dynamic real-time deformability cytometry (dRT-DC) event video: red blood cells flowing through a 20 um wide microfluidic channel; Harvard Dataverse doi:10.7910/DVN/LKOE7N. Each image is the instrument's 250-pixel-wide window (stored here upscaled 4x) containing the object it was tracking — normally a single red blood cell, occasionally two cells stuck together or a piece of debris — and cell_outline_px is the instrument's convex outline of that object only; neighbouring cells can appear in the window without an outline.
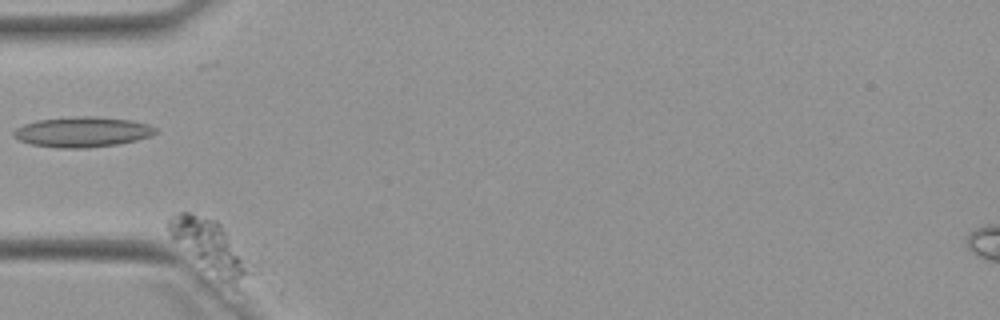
{"species": "Egyptian fruit bat (a non-hibernating species)", "species_latin": "Rousettus aegyptiacus", "temperature_condition": "warm", "stored_images_in_passage": 5, "camera_frame_rate_fps": 3000, "um_per_image_px": 0.085, "animal": {"sex": "female"}, "frame": {"image": 1, "passage_image": 4, "time_ms": 4.0, "image_size_px": [1000, 320], "cell_outline_px": [[276, 264], [272, 272], [236, 292], [220, 280], [172, 240], [168, 232], [168, 220], [172, 216], [180, 212], [188, 212], [216, 220], [268, 256]], "centroid_in_image_um": [18.67, 21.25], "position_along_channel_um": 66.3, "area_um2": 32.08}}